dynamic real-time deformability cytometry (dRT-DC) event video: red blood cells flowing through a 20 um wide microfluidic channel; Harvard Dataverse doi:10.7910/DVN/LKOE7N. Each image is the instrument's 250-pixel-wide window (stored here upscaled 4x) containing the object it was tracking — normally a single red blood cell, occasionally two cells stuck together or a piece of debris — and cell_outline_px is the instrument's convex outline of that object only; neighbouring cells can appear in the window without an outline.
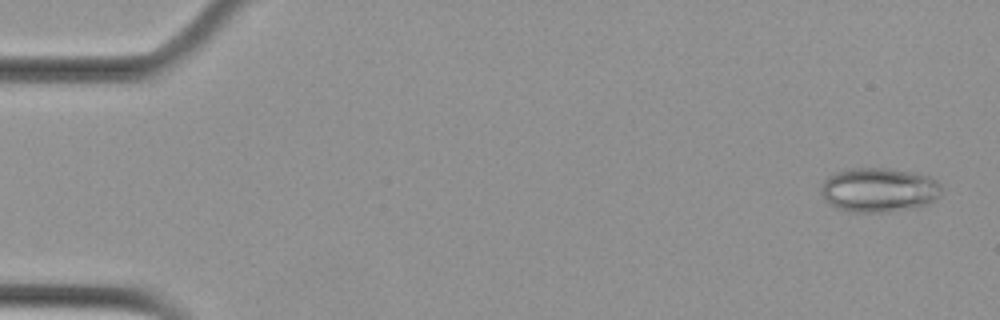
{"species": "Egyptian fruit bat (a non-hibernating species)", "species_latin": "Rousettus aegyptiacus", "temperature_condition": "cold", "stored_images_in_passage": 56, "camera_frame_rate_fps": 3000, "um_per_image_px": 0.085, "animal": {"sex": "female"}, "frame": {"image": 1, "passage_image": 2, "time_ms": 0.333, "image_size_px": [1000, 320], "cell_outline_px": [[944, 188], [936, 200], [920, 208], [880, 212], [848, 212], [824, 200], [820, 192], [820, 188], [824, 180], [828, 176], [844, 168], [888, 168], [912, 172], [928, 176], [936, 180]], "centroid_in_image_um": [74.73, 16.14], "position_along_channel_um": 10.3, "area_um2": 31.62}}
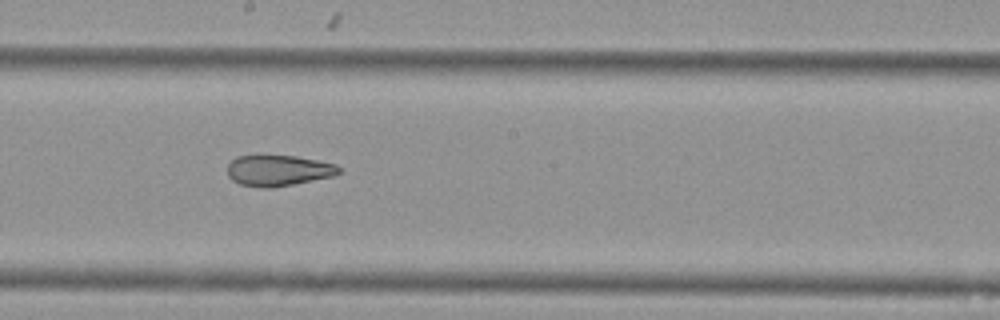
{"frame": {"image": 2, "passage_image": 31, "time_ms": 10.0, "image_size_px": [1000, 320], "cell_outline_px": [[340, 172], [336, 176], [272, 188], [260, 188], [240, 184], [232, 180], [228, 176], [228, 164], [236, 156], [296, 156], [336, 164], [340, 168]], "centroid_in_image_um": [23.67, 14.51], "position_along_channel_um": 224.5, "area_um2": 20.11}}
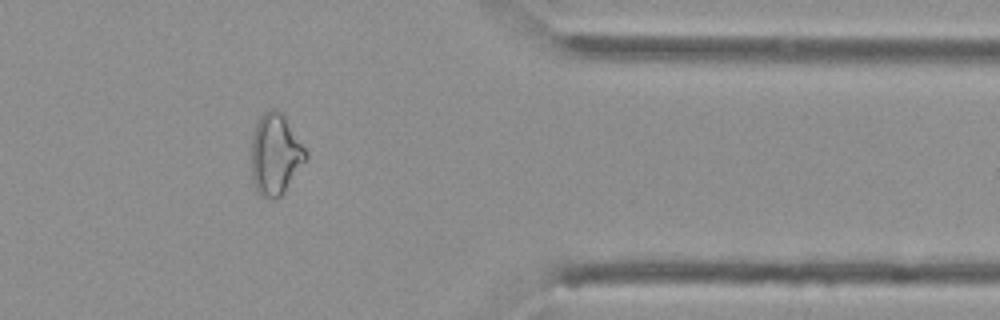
{"frame": {"image": 3, "passage_image": 46, "time_ms": 15.0, "image_size_px": [1000, 320], "cell_outline_px": [[308, 156], [284, 192], [276, 200], [272, 200], [260, 196], [252, 180], [252, 136], [256, 124], [260, 116], [268, 108], [276, 108], [284, 112], [304, 148]], "centroid_in_image_um": [23.4, 13.09], "position_along_channel_um": 388.0, "area_um2": 25.84}, "authors_computed_cell_mechanics": {"area_um2": 25.721, "velocity_mm_per_s": 3.6145, "shape_relaxation_time_tau1_ms": null, "shape_relaxation_time_tau2_ms": 2.8219, "deformation_change_tau1": null, "deformation_change_tau2": 0.1151}}